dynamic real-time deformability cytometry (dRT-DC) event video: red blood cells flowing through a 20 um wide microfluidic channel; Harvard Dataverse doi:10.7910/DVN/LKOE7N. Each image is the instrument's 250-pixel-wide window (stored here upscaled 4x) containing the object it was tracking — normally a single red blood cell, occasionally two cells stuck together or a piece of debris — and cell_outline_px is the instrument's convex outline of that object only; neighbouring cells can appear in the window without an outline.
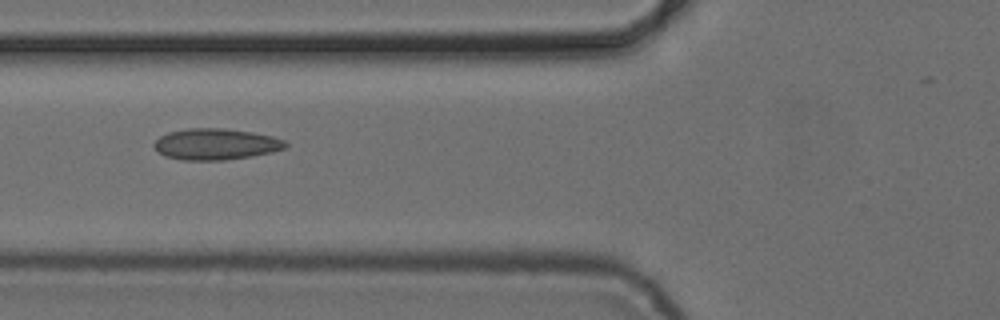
{"species": "common noctule bat (a hibernating species)", "species_latin": "Nyctalus noctula", "temperature_condition": "cold", "stored_images_in_passage": 8, "camera_frame_rate_fps": 3000, "um_per_image_px": 0.085, "animal": {"sex": "female", "body_mass_g": 24.6, "forearm_length_mm": 56.2}, "frame": {"image": 1, "passage_image": 6, "time_ms": 6.0, "image_size_px": [1000, 320], "cell_outline_px": [[288, 144], [284, 148], [272, 152], [252, 156], [224, 160], [180, 160], [164, 156], [152, 144], [160, 136], [168, 132], [188, 128], [224, 128], [252, 132], [272, 136], [284, 140]], "centroid_in_image_um": [18.33, 12.25], "position_along_channel_um": 107.5, "area_um2": 23.93}}
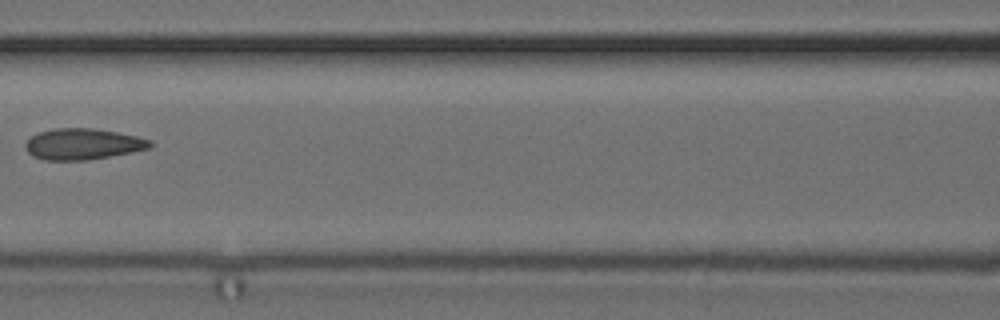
{"frame": {"image": 2, "passage_image": 7, "time_ms": 7.333, "image_size_px": [1000, 320], "cell_outline_px": [[152, 144], [148, 148], [88, 160], [44, 160], [32, 156], [24, 148], [24, 144], [32, 136], [40, 132], [56, 128], [92, 128], [116, 132], [136, 136], [152, 140]], "centroid_in_image_um": [6.99, 12.24], "position_along_channel_um": 159.6, "area_um2": 22.31}}
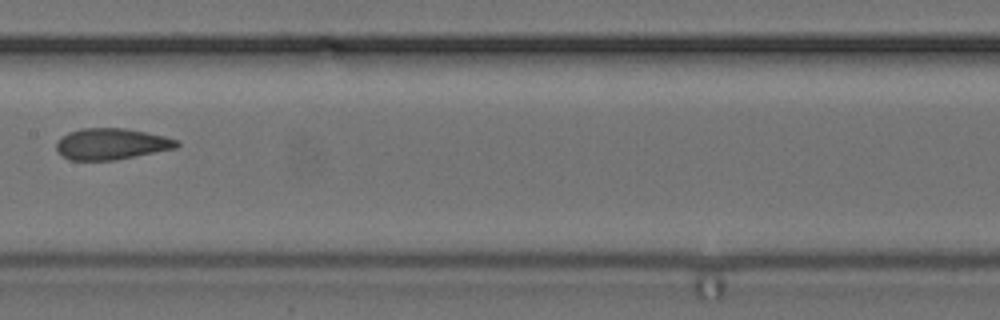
{"frame": {"image": 3, "passage_image": 8, "time_ms": 8.333, "image_size_px": [1000, 320], "cell_outline_px": [[180, 144], [176, 148], [116, 160], [68, 160], [56, 148], [56, 144], [68, 132], [80, 128], [124, 128], [164, 136], [180, 140]], "centroid_in_image_um": [9.5, 12.23], "position_along_channel_um": 197.9, "area_um2": 21.79}}